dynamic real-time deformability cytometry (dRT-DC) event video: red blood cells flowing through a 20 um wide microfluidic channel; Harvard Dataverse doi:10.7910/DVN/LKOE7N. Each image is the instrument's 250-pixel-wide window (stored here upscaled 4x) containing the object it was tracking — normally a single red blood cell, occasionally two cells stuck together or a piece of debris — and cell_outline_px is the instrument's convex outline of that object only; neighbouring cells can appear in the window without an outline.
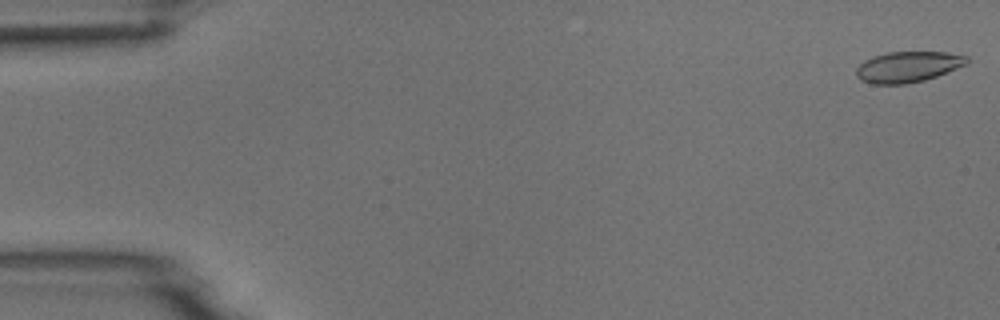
{"species": "common noctule bat (a hibernating species)", "species_latin": "Nyctalus noctula", "temperature_condition": "room temperature", "stored_images_in_passage": 5, "camera_frame_rate_fps": 3000, "um_per_image_px": 0.085, "animal": {"sex": "male", "body_mass_g": 18.8}, "frame": {"image": 1, "passage_image": 1, "time_ms": 0.0, "image_size_px": [1000, 320], "cell_outline_px": [[968, 64], [936, 76], [924, 80], [904, 84], [872, 84], [860, 80], [856, 76], [856, 68], [864, 60], [872, 56], [888, 52], [948, 52], [968, 56]], "centroid_in_image_um": [77.16, 5.68], "position_along_channel_um": 7.8, "area_um2": 19.94}}
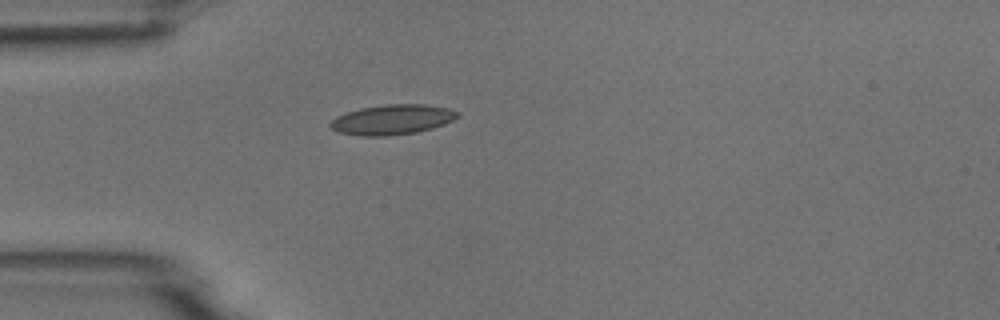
{"frame": {"image": 2, "passage_image": 5, "time_ms": 4.667, "image_size_px": [1000, 320], "cell_outline_px": [[460, 116], [444, 124], [432, 128], [416, 132], [388, 136], [360, 136], [340, 132], [332, 128], [328, 124], [336, 116], [360, 108], [388, 104], [424, 104], [448, 108], [460, 112]], "centroid_in_image_um": [33.36, 10.16], "position_along_channel_um": 51.6, "area_um2": 22.2}}